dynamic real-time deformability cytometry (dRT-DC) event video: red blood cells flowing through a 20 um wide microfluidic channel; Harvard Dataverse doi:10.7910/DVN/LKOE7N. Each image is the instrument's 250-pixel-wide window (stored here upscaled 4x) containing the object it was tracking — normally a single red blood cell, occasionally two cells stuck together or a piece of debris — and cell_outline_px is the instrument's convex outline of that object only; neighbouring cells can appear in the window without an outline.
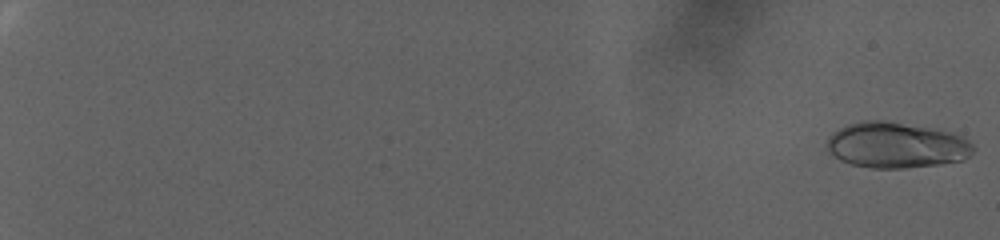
{"species": "human", "species_latin": "Homo sapiens", "temperature_condition": "warm", "stored_images_in_passage": 98, "camera_frame_rate_fps": 3000, "um_per_image_px": 0.085, "donor": {"sex": "female"}, "frame": {"image": 1, "passage_image": 2, "time_ms": 0.333, "image_size_px": [1000, 240], "cell_outline_px": [[972, 152], [964, 160], [936, 164], [904, 168], [872, 168], [852, 164], [840, 160], [828, 152], [828, 140], [832, 132], [848, 124], [864, 120], [880, 120], [952, 132], [968, 140], [972, 144]], "centroid_in_image_um": [76.16, 12.34], "position_along_channel_um": 8.8, "area_um2": 38.49}}
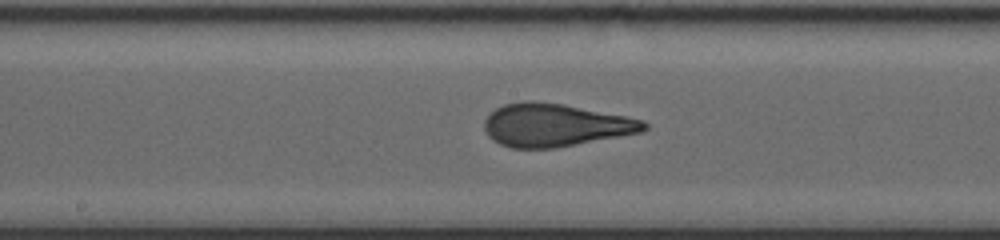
{"frame": {"image": 2, "passage_image": 60, "time_ms": 19.667, "image_size_px": [1000, 240], "cell_outline_px": [[648, 128], [640, 132], [556, 148], [512, 148], [500, 144], [492, 140], [488, 136], [484, 128], [484, 120], [496, 108], [504, 104], [528, 100], [532, 100], [564, 104], [628, 116], [644, 120], [648, 124]], "centroid_in_image_um": [47.19, 10.62], "position_along_channel_um": 201.0, "area_um2": 40.0}}
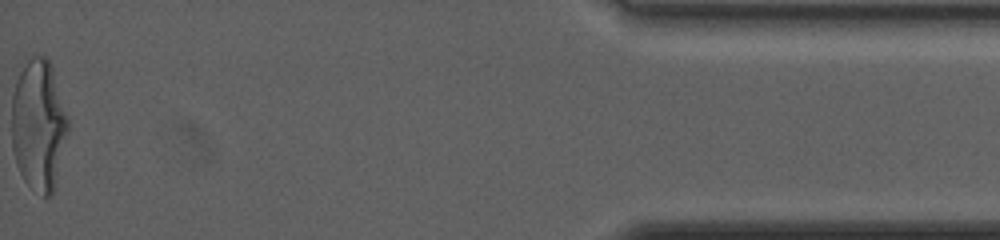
{"frame": {"image": 3, "passage_image": 98, "time_ms": 32.333, "image_size_px": [1000, 240], "cell_outline_px": [[68, 132], [52, 196], [44, 196], [28, 184], [24, 180], [16, 164], [12, 148], [12, 96], [16, 80], [20, 72], [32, 52], [44, 56], [52, 64], [68, 116]], "centroid_in_image_um": [3.29, 10.57], "position_along_channel_um": 431.9, "area_um2": 43.29}}